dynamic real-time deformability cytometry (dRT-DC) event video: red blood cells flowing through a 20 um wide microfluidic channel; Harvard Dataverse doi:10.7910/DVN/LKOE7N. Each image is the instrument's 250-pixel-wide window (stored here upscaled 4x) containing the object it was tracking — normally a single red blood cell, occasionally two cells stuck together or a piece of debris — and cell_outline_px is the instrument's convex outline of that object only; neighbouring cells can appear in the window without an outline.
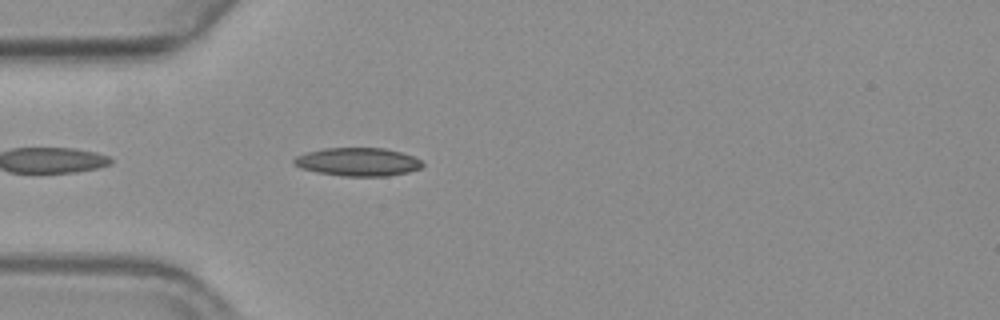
{"species": "common noctule bat (a hibernating species)", "species_latin": "Nyctalus noctula", "temperature_condition": "warm", "stored_images_in_passage": 14, "camera_frame_rate_fps": 3000, "um_per_image_px": 0.085, "animal": {"sex": "female", "body_mass_g": 19.3, "forearm_length_mm": 54.1}, "frame": {"image": 1, "passage_image": 3, "time_ms": 0.667, "image_size_px": [1000, 320], "cell_outline_px": [[420, 164], [416, 168], [400, 172], [328, 172], [312, 168], [300, 164], [296, 160], [320, 152], [340, 148], [372, 148], [392, 152], [408, 156], [416, 160]], "centroid_in_image_um": [30.53, 13.68], "position_along_channel_um": 54.5, "area_um2": 16.42}}